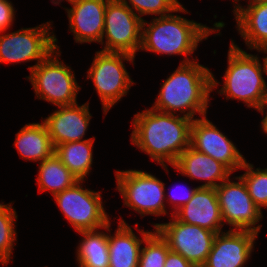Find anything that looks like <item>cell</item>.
Returning <instances> with one entry per match:
<instances>
[{"mask_svg": "<svg viewBox=\"0 0 267 267\" xmlns=\"http://www.w3.org/2000/svg\"><path fill=\"white\" fill-rule=\"evenodd\" d=\"M240 0H235V6H234V10L240 6V3H239Z\"/></svg>", "mask_w": 267, "mask_h": 267, "instance_id": "37", "label": "cell"}, {"mask_svg": "<svg viewBox=\"0 0 267 267\" xmlns=\"http://www.w3.org/2000/svg\"><path fill=\"white\" fill-rule=\"evenodd\" d=\"M225 26L223 21L215 22L214 28L208 27L194 20H188L180 15L169 14L155 17L148 23L143 20L142 24V51L158 53L160 55H183L185 59L181 64L196 61L189 56L198 48L199 42L212 33L218 32Z\"/></svg>", "mask_w": 267, "mask_h": 267, "instance_id": "3", "label": "cell"}, {"mask_svg": "<svg viewBox=\"0 0 267 267\" xmlns=\"http://www.w3.org/2000/svg\"><path fill=\"white\" fill-rule=\"evenodd\" d=\"M116 189L124 200V206L145 215H166L165 183L142 170H116Z\"/></svg>", "mask_w": 267, "mask_h": 267, "instance_id": "7", "label": "cell"}, {"mask_svg": "<svg viewBox=\"0 0 267 267\" xmlns=\"http://www.w3.org/2000/svg\"><path fill=\"white\" fill-rule=\"evenodd\" d=\"M135 56L120 53L96 51L86 79L93 81V86L102 103L103 113L109 110L127 95L134 81L125 68L124 61L134 63Z\"/></svg>", "mask_w": 267, "mask_h": 267, "instance_id": "6", "label": "cell"}, {"mask_svg": "<svg viewBox=\"0 0 267 267\" xmlns=\"http://www.w3.org/2000/svg\"><path fill=\"white\" fill-rule=\"evenodd\" d=\"M115 234L111 233V223L104 229L108 231L109 267H138L141 246L152 230L138 231L142 238L134 234L131 226L120 217ZM110 234V235H109Z\"/></svg>", "mask_w": 267, "mask_h": 267, "instance_id": "19", "label": "cell"}, {"mask_svg": "<svg viewBox=\"0 0 267 267\" xmlns=\"http://www.w3.org/2000/svg\"><path fill=\"white\" fill-rule=\"evenodd\" d=\"M256 50H257L258 52H262V53H264V54L267 53V47H261V48H258V49H256ZM261 63H263V64H262L263 72H264V74L267 75V56L263 57V62H261Z\"/></svg>", "mask_w": 267, "mask_h": 267, "instance_id": "32", "label": "cell"}, {"mask_svg": "<svg viewBox=\"0 0 267 267\" xmlns=\"http://www.w3.org/2000/svg\"><path fill=\"white\" fill-rule=\"evenodd\" d=\"M263 116L264 114H266L264 116V118L261 120V125L260 128L261 130H263V133H265L267 135V110L265 111H259Z\"/></svg>", "mask_w": 267, "mask_h": 267, "instance_id": "34", "label": "cell"}, {"mask_svg": "<svg viewBox=\"0 0 267 267\" xmlns=\"http://www.w3.org/2000/svg\"><path fill=\"white\" fill-rule=\"evenodd\" d=\"M50 21L36 27L21 28L17 31L0 33V63H26L35 60L34 66L45 60L55 49L58 39L50 32Z\"/></svg>", "mask_w": 267, "mask_h": 267, "instance_id": "9", "label": "cell"}, {"mask_svg": "<svg viewBox=\"0 0 267 267\" xmlns=\"http://www.w3.org/2000/svg\"><path fill=\"white\" fill-rule=\"evenodd\" d=\"M136 15L166 16L174 12L188 13L178 0H122ZM132 6V7H131ZM138 13V14H137Z\"/></svg>", "mask_w": 267, "mask_h": 267, "instance_id": "28", "label": "cell"}, {"mask_svg": "<svg viewBox=\"0 0 267 267\" xmlns=\"http://www.w3.org/2000/svg\"><path fill=\"white\" fill-rule=\"evenodd\" d=\"M61 1H64V0H52L51 2H52L53 4H55V5H58V4H61V3H60ZM66 1L69 2V3L71 4V3L77 2V1H79V0H66Z\"/></svg>", "mask_w": 267, "mask_h": 267, "instance_id": "35", "label": "cell"}, {"mask_svg": "<svg viewBox=\"0 0 267 267\" xmlns=\"http://www.w3.org/2000/svg\"><path fill=\"white\" fill-rule=\"evenodd\" d=\"M171 218L168 223H155L154 229L167 241L171 251L181 254L197 267H202L217 233L181 222L174 215Z\"/></svg>", "mask_w": 267, "mask_h": 267, "instance_id": "12", "label": "cell"}, {"mask_svg": "<svg viewBox=\"0 0 267 267\" xmlns=\"http://www.w3.org/2000/svg\"><path fill=\"white\" fill-rule=\"evenodd\" d=\"M241 169L246 170L239 177L244 181L253 202L260 208H267V168H254V165L244 163Z\"/></svg>", "mask_w": 267, "mask_h": 267, "instance_id": "27", "label": "cell"}, {"mask_svg": "<svg viewBox=\"0 0 267 267\" xmlns=\"http://www.w3.org/2000/svg\"><path fill=\"white\" fill-rule=\"evenodd\" d=\"M257 236L250 230L229 229L217 233L202 267H243L251 257Z\"/></svg>", "mask_w": 267, "mask_h": 267, "instance_id": "14", "label": "cell"}, {"mask_svg": "<svg viewBox=\"0 0 267 267\" xmlns=\"http://www.w3.org/2000/svg\"><path fill=\"white\" fill-rule=\"evenodd\" d=\"M236 29L247 49L267 47V3L249 2L233 10Z\"/></svg>", "mask_w": 267, "mask_h": 267, "instance_id": "20", "label": "cell"}, {"mask_svg": "<svg viewBox=\"0 0 267 267\" xmlns=\"http://www.w3.org/2000/svg\"><path fill=\"white\" fill-rule=\"evenodd\" d=\"M179 185H177L176 186V188L178 187ZM183 187V186H182ZM181 187V189L185 192V193H183V191H181V194L180 195H177V194H179V192L178 193H172V194H170V196H168L169 198V202H170V204H172V210H173V212H172V214L171 215H173L178 209H180L183 205H185L186 203H188L189 202V200L192 198V196H193V194H194V192L197 190V188H198V186L197 187H195V188H187V187H183L182 188ZM174 188V187H173ZM180 189V190H181ZM172 192H174V190L172 191Z\"/></svg>", "mask_w": 267, "mask_h": 267, "instance_id": "30", "label": "cell"}, {"mask_svg": "<svg viewBox=\"0 0 267 267\" xmlns=\"http://www.w3.org/2000/svg\"><path fill=\"white\" fill-rule=\"evenodd\" d=\"M109 0H79L65 8L69 20V30L76 43L102 42L104 17Z\"/></svg>", "mask_w": 267, "mask_h": 267, "instance_id": "16", "label": "cell"}, {"mask_svg": "<svg viewBox=\"0 0 267 267\" xmlns=\"http://www.w3.org/2000/svg\"><path fill=\"white\" fill-rule=\"evenodd\" d=\"M230 177L215 188L224 224L232 230H250L259 234L263 219L261 209L253 202L244 181L236 176Z\"/></svg>", "mask_w": 267, "mask_h": 267, "instance_id": "11", "label": "cell"}, {"mask_svg": "<svg viewBox=\"0 0 267 267\" xmlns=\"http://www.w3.org/2000/svg\"><path fill=\"white\" fill-rule=\"evenodd\" d=\"M248 2L267 3V0H248Z\"/></svg>", "mask_w": 267, "mask_h": 267, "instance_id": "36", "label": "cell"}, {"mask_svg": "<svg viewBox=\"0 0 267 267\" xmlns=\"http://www.w3.org/2000/svg\"><path fill=\"white\" fill-rule=\"evenodd\" d=\"M142 24L143 19L122 0H109L104 17L102 51L136 56V52L141 48Z\"/></svg>", "mask_w": 267, "mask_h": 267, "instance_id": "10", "label": "cell"}, {"mask_svg": "<svg viewBox=\"0 0 267 267\" xmlns=\"http://www.w3.org/2000/svg\"><path fill=\"white\" fill-rule=\"evenodd\" d=\"M190 146L221 162L232 173L240 170L247 160L232 140L207 119V115L192 121Z\"/></svg>", "mask_w": 267, "mask_h": 267, "instance_id": "13", "label": "cell"}, {"mask_svg": "<svg viewBox=\"0 0 267 267\" xmlns=\"http://www.w3.org/2000/svg\"><path fill=\"white\" fill-rule=\"evenodd\" d=\"M89 101L78 105L58 106L43 122L54 148L68 142L83 141L91 120Z\"/></svg>", "mask_w": 267, "mask_h": 267, "instance_id": "15", "label": "cell"}, {"mask_svg": "<svg viewBox=\"0 0 267 267\" xmlns=\"http://www.w3.org/2000/svg\"><path fill=\"white\" fill-rule=\"evenodd\" d=\"M38 172L39 192L48 190L53 196L79 181L56 154L39 162Z\"/></svg>", "mask_w": 267, "mask_h": 267, "instance_id": "24", "label": "cell"}, {"mask_svg": "<svg viewBox=\"0 0 267 267\" xmlns=\"http://www.w3.org/2000/svg\"><path fill=\"white\" fill-rule=\"evenodd\" d=\"M16 10L10 0H0V33H4L13 25Z\"/></svg>", "mask_w": 267, "mask_h": 267, "instance_id": "29", "label": "cell"}, {"mask_svg": "<svg viewBox=\"0 0 267 267\" xmlns=\"http://www.w3.org/2000/svg\"><path fill=\"white\" fill-rule=\"evenodd\" d=\"M176 171L190 179L205 181L198 187L217 188L232 172L221 162L189 146L172 165Z\"/></svg>", "mask_w": 267, "mask_h": 267, "instance_id": "18", "label": "cell"}, {"mask_svg": "<svg viewBox=\"0 0 267 267\" xmlns=\"http://www.w3.org/2000/svg\"><path fill=\"white\" fill-rule=\"evenodd\" d=\"M164 267H197V266L187 261L181 254L170 250L166 257Z\"/></svg>", "mask_w": 267, "mask_h": 267, "instance_id": "31", "label": "cell"}, {"mask_svg": "<svg viewBox=\"0 0 267 267\" xmlns=\"http://www.w3.org/2000/svg\"><path fill=\"white\" fill-rule=\"evenodd\" d=\"M60 55L61 51L57 45L56 49L26 76L33 86L36 98L57 107L78 103L77 94L81 89L74 71L59 60Z\"/></svg>", "mask_w": 267, "mask_h": 267, "instance_id": "5", "label": "cell"}, {"mask_svg": "<svg viewBox=\"0 0 267 267\" xmlns=\"http://www.w3.org/2000/svg\"><path fill=\"white\" fill-rule=\"evenodd\" d=\"M219 82L208 67L197 61L181 64L164 80L159 94L151 107L163 113L196 119L207 114L210 93Z\"/></svg>", "mask_w": 267, "mask_h": 267, "instance_id": "2", "label": "cell"}, {"mask_svg": "<svg viewBox=\"0 0 267 267\" xmlns=\"http://www.w3.org/2000/svg\"><path fill=\"white\" fill-rule=\"evenodd\" d=\"M141 246L138 267H164L170 248L167 241L154 229Z\"/></svg>", "mask_w": 267, "mask_h": 267, "instance_id": "26", "label": "cell"}, {"mask_svg": "<svg viewBox=\"0 0 267 267\" xmlns=\"http://www.w3.org/2000/svg\"><path fill=\"white\" fill-rule=\"evenodd\" d=\"M94 137L83 140L62 143L55 147L54 154L78 178L85 180L91 172L93 164V143Z\"/></svg>", "mask_w": 267, "mask_h": 267, "instance_id": "22", "label": "cell"}, {"mask_svg": "<svg viewBox=\"0 0 267 267\" xmlns=\"http://www.w3.org/2000/svg\"><path fill=\"white\" fill-rule=\"evenodd\" d=\"M192 121L180 114L144 109L133 117L131 142L167 172L168 164L172 166L190 146Z\"/></svg>", "mask_w": 267, "mask_h": 267, "instance_id": "1", "label": "cell"}, {"mask_svg": "<svg viewBox=\"0 0 267 267\" xmlns=\"http://www.w3.org/2000/svg\"><path fill=\"white\" fill-rule=\"evenodd\" d=\"M227 69L223 76V87L217 92L225 95L226 100L237 99L248 108L258 109L266 88L260 57L248 54L234 40L227 55Z\"/></svg>", "mask_w": 267, "mask_h": 267, "instance_id": "4", "label": "cell"}, {"mask_svg": "<svg viewBox=\"0 0 267 267\" xmlns=\"http://www.w3.org/2000/svg\"><path fill=\"white\" fill-rule=\"evenodd\" d=\"M179 221L222 232L224 226L215 188L198 187L188 203L173 214Z\"/></svg>", "mask_w": 267, "mask_h": 267, "instance_id": "17", "label": "cell"}, {"mask_svg": "<svg viewBox=\"0 0 267 267\" xmlns=\"http://www.w3.org/2000/svg\"><path fill=\"white\" fill-rule=\"evenodd\" d=\"M13 145L21 158L33 162H42L51 157L55 151L43 121L41 123H29L24 125V127L16 133Z\"/></svg>", "mask_w": 267, "mask_h": 267, "instance_id": "21", "label": "cell"}, {"mask_svg": "<svg viewBox=\"0 0 267 267\" xmlns=\"http://www.w3.org/2000/svg\"><path fill=\"white\" fill-rule=\"evenodd\" d=\"M17 213L12 202L0 203V263L5 266L10 263L14 244L17 240L16 221Z\"/></svg>", "mask_w": 267, "mask_h": 267, "instance_id": "25", "label": "cell"}, {"mask_svg": "<svg viewBox=\"0 0 267 267\" xmlns=\"http://www.w3.org/2000/svg\"><path fill=\"white\" fill-rule=\"evenodd\" d=\"M84 180L54 195L61 212L76 232L104 230L110 223L101 192L83 188Z\"/></svg>", "mask_w": 267, "mask_h": 267, "instance_id": "8", "label": "cell"}, {"mask_svg": "<svg viewBox=\"0 0 267 267\" xmlns=\"http://www.w3.org/2000/svg\"><path fill=\"white\" fill-rule=\"evenodd\" d=\"M265 109L267 110V84H266V88L263 94L261 104L259 108L257 109V111H265Z\"/></svg>", "mask_w": 267, "mask_h": 267, "instance_id": "33", "label": "cell"}, {"mask_svg": "<svg viewBox=\"0 0 267 267\" xmlns=\"http://www.w3.org/2000/svg\"><path fill=\"white\" fill-rule=\"evenodd\" d=\"M77 246L76 261L79 267H109L108 233L98 230L82 231Z\"/></svg>", "mask_w": 267, "mask_h": 267, "instance_id": "23", "label": "cell"}]
</instances>
